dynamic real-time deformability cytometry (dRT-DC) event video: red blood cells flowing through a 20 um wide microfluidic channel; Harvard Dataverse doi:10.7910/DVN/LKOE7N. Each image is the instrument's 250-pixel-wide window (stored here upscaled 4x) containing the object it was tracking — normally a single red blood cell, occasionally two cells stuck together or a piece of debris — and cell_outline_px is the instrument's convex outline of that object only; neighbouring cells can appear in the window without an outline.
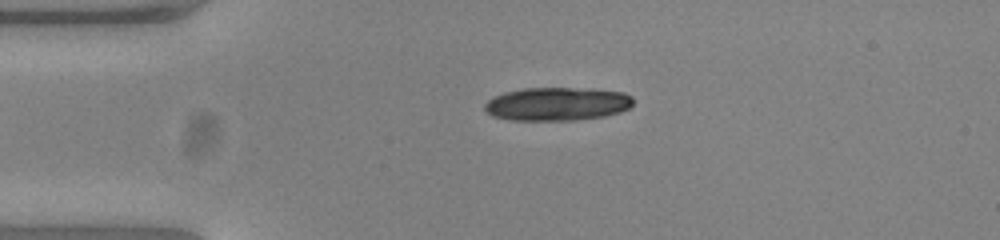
{"species": "common noctule bat (a hibernating species)", "species_latin": "Nyctalus noctula", "temperature_condition": "warm", "stored_images_in_passage": 37, "camera_frame_rate_fps": 3000, "um_per_image_px": 0.085, "animal": {"sex": "female", "body_mass_g": 23.0, "forearm_length_mm": 53.4}, "frame": {"image": 1, "passage_image": 1, "time_ms": 0.0, "image_size_px": [1000, 240], "cell_outline_px": [[632, 104], [628, 108], [620, 112], [604, 116], [576, 120], [508, 120], [492, 116], [484, 108], [484, 104], [488, 100], [504, 92], [524, 88], [572, 88], [624, 92], [632, 96]], "centroid_in_image_um": [47.33, 8.84], "position_along_channel_um": 37.7, "area_um2": 28.73}, "authors_computed_cell_mechanics": {"area_um2": 16.4152, "velocity_mm_per_s": 3.8823, "shape_relaxation_time_tau1_ms": 7.1712, "shape_relaxation_time_tau2_ms": 0.9024, "deformation_change_tau1": 0.1966, "deformation_change_tau2": 0.0583}}